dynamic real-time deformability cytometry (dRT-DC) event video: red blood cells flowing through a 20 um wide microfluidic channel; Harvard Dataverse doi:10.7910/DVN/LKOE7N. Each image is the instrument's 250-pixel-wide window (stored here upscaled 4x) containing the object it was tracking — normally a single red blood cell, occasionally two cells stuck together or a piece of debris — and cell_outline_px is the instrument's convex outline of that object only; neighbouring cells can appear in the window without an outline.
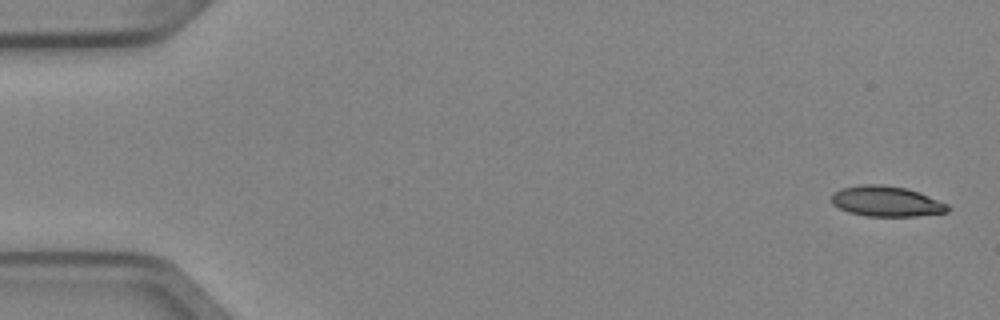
{"species": "Egyptian fruit bat (a non-hibernating species)", "species_latin": "Rousettus aegyptiacus", "temperature_condition": "cold", "stored_images_in_passage": 6, "camera_frame_rate_fps": 3000, "um_per_image_px": 0.085, "animal": {"sex": "female"}, "frame": {"image": 1, "passage_image": 1, "time_ms": 0.0, "image_size_px": [1000, 320], "cell_outline_px": [[952, 208], [948, 212], [916, 216], [868, 216], [848, 212], [832, 204], [832, 192], [840, 188], [860, 184], [880, 184], [908, 188], [920, 192], [948, 204]], "centroid_in_image_um": [75.35, 17.1], "position_along_channel_um": 9.6, "area_um2": 20.87}}
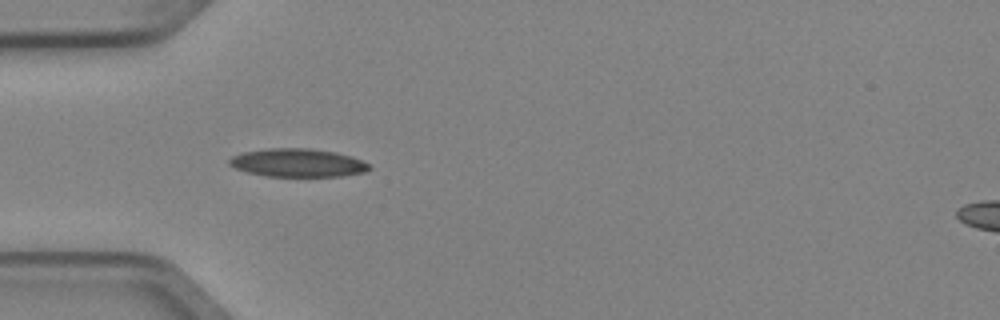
{"frame": {"image": 2, "passage_image": 5, "time_ms": 1.333, "image_size_px": [1000, 320], "cell_outline_px": [[372, 168], [364, 172], [344, 176], [268, 176], [248, 172], [236, 168], [228, 164], [228, 160], [232, 156], [240, 152], [268, 148], [308, 148], [336, 152], [352, 156], [372, 164]], "centroid_in_image_um": [25.33, 13.83], "position_along_channel_um": 59.7, "area_um2": 23.24}}
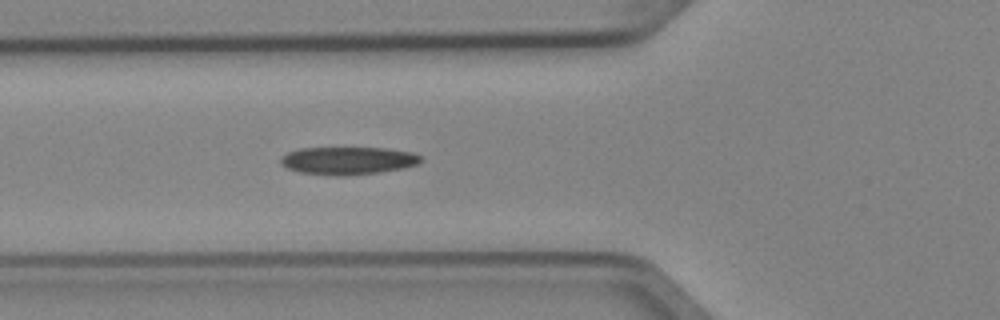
{"frame": {"image": 3, "passage_image": 6, "time_ms": 1.667, "image_size_px": [1000, 320], "cell_outline_px": [[420, 160], [416, 164], [404, 168], [380, 172], [348, 176], [336, 176], [300, 172], [288, 168], [280, 164], [280, 156], [288, 152], [300, 148], [388, 148], [412, 152], [420, 156]], "centroid_in_image_um": [29.54, 13.65], "position_along_channel_um": 96.3, "area_um2": 22.72}}